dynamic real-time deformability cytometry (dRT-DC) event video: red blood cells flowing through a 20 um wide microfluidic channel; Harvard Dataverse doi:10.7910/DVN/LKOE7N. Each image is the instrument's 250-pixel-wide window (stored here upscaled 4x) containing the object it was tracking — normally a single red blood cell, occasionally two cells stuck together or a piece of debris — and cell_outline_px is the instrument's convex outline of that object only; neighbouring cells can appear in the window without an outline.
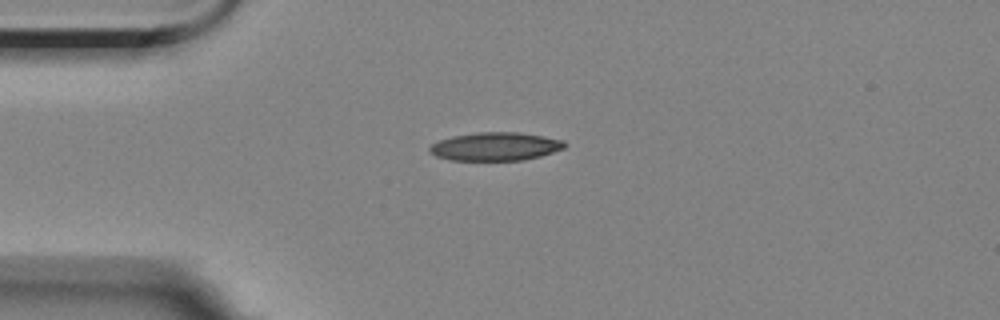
{"species": "Egyptian fruit bat (a non-hibernating species)", "species_latin": "Rousettus aegyptiacus", "temperature_condition": "room temperature", "stored_images_in_passage": 33, "camera_frame_rate_fps": 3000, "um_per_image_px": 0.085, "animal": {"sex": "female"}, "frame": {"image": 1, "passage_image": 1, "time_ms": 0.0, "image_size_px": [1000, 320], "cell_outline_px": [[568, 144], [564, 148], [540, 156], [524, 160], [448, 160], [436, 156], [428, 152], [428, 148], [432, 144], [440, 140], [452, 136], [476, 132], [520, 132], [564, 140]], "centroid_in_image_um": [42.1, 12.45], "position_along_channel_um": 42.9, "area_um2": 22.37}}
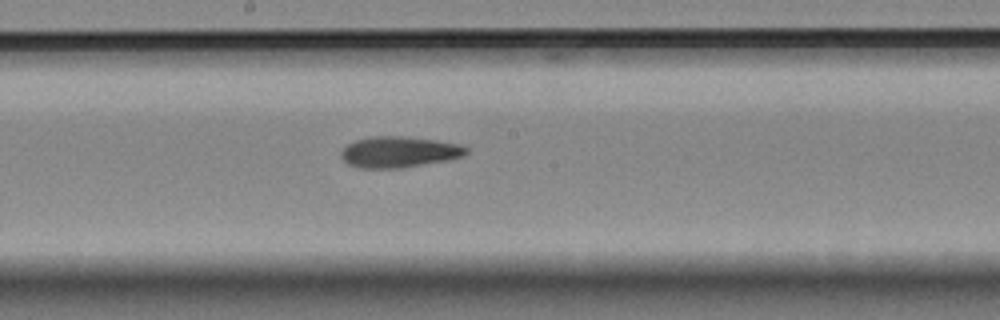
{"frame": {"image": 2, "passage_image": 17, "time_ms": 5.333, "image_size_px": [1000, 320], "cell_outline_px": [[468, 152], [464, 156], [448, 160], [400, 168], [360, 168], [348, 164], [340, 156], [340, 152], [348, 144], [356, 140], [372, 136], [404, 136], [436, 140], [464, 144], [468, 148]], "centroid_in_image_um": [33.95, 12.91], "position_along_channel_um": 214.2, "area_um2": 22.77}}
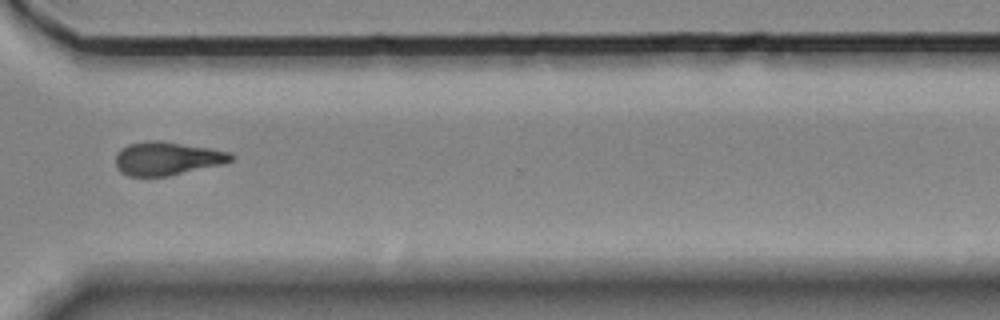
{"frame": {"image": 3, "passage_image": 29, "time_ms": 9.333, "image_size_px": [1000, 320], "cell_outline_px": [[236, 156], [232, 160], [220, 164], [168, 176], [128, 176], [120, 172], [116, 168], [116, 152], [120, 148], [128, 144], [148, 140], [160, 140], [208, 148], [228, 152]], "centroid_in_image_um": [14.13, 13.46], "position_along_channel_um": 356.5, "area_um2": 22.37}, "authors_computed_cell_mechanics": {"area_um2": 22.542, "velocity_mm_per_s": 3.5564, "shape_relaxation_time_tau1_ms": null, "shape_relaxation_time_tau2_ms": 6.9632, "deformation_change_tau1": null, "deformation_change_tau2": 0.1443}}